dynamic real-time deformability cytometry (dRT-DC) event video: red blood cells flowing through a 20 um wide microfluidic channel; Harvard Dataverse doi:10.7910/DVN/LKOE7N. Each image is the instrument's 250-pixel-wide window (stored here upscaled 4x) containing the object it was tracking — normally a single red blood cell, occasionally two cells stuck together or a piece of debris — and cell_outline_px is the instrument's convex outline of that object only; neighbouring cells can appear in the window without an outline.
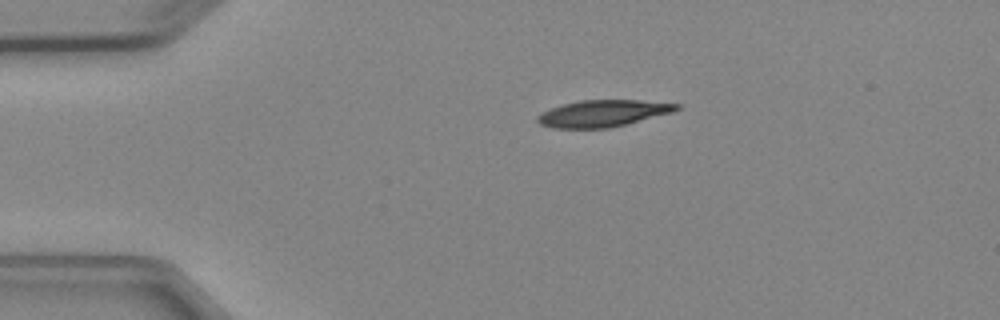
{"species": "Egyptian fruit bat (a non-hibernating species)", "species_latin": "Rousettus aegyptiacus", "temperature_condition": "cold", "stored_images_in_passage": 2, "camera_frame_rate_fps": 3000, "um_per_image_px": 0.085, "animal": {"sex": "female"}, "frame": {"image": 1, "passage_image": 2, "time_ms": 1.333, "image_size_px": [1000, 320], "cell_outline_px": [[680, 108], [672, 112], [608, 128], [552, 128], [540, 124], [536, 120], [536, 116], [540, 112], [564, 104], [580, 100], [640, 100], [680, 104]], "centroid_in_image_um": [51.2, 9.63], "position_along_channel_um": 33.8, "area_um2": 21.44}}